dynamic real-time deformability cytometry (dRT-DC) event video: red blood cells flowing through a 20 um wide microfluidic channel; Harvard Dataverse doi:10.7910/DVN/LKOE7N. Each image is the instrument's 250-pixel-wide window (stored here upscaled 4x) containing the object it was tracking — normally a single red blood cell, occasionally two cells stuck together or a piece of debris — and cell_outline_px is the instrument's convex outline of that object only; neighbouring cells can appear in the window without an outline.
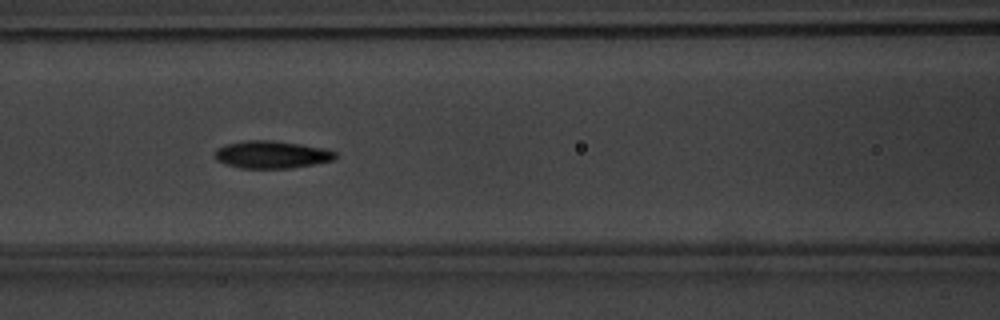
{"species": "common noctule bat (a hibernating species)", "species_latin": "Nyctalus noctula", "temperature_condition": "warm", "stored_images_in_passage": 54, "camera_frame_rate_fps": 3000, "um_per_image_px": 0.085, "animal": {"sex": "male", "body_mass_g": 20.1, "forearm_length_mm": 53.5}, "frame": {"image": 1, "passage_image": 24, "time_ms": 7.667, "image_size_px": [1000, 320], "cell_outline_px": [[336, 160], [288, 168], [240, 168], [216, 160], [216, 148], [228, 144], [244, 140], [272, 140], [300, 144], [324, 148], [336, 152]], "centroid_in_image_um": [23.11, 13.13], "position_along_channel_um": 143.5, "area_um2": 19.13}}
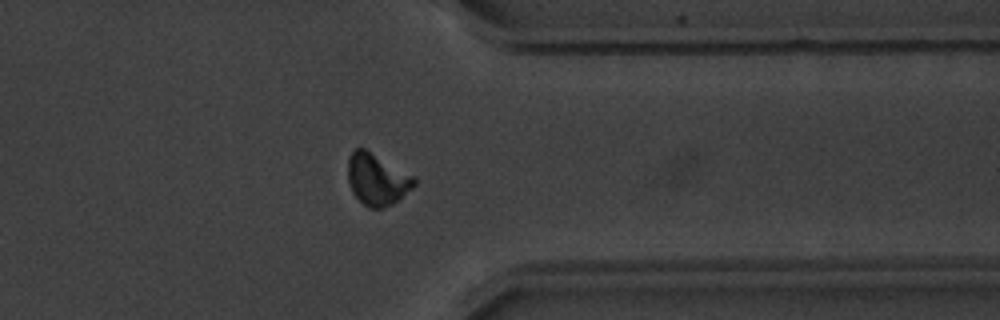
{"frame": {"image": 2, "passage_image": 43, "time_ms": 14.0, "image_size_px": [1000, 320], "cell_outline_px": [[416, 184], [412, 188], [392, 204], [380, 208], [368, 208], [352, 192], [348, 180], [348, 156], [356, 148], [364, 148], [416, 176]], "centroid_in_image_um": [32.05, 15.23], "position_along_channel_um": 379.3, "area_um2": 19.88}}
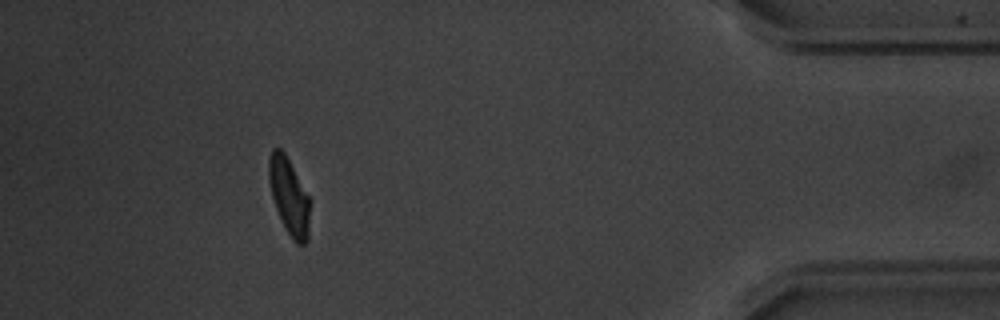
{"frame": {"image": 3, "passage_image": 49, "time_ms": 16.0, "image_size_px": [1000, 320], "cell_outline_px": [[312, 200], [308, 240], [304, 244], [296, 244], [292, 240], [284, 228], [276, 208], [272, 196], [268, 180], [268, 160], [272, 148], [280, 148], [284, 152]], "centroid_in_image_um": [24.61, 16.72], "position_along_channel_um": 410.6, "area_um2": 18.9}, "authors_computed_cell_mechanics": {"area_um2": 18.5827, "velocity_mm_per_s": 3.7873, "shape_relaxation_time_tau1_ms": 2.6244, "shape_relaxation_time_tau2_ms": 1.9077, "deformation_change_tau1": 0.1548, "deformation_change_tau2": 0.0816}}